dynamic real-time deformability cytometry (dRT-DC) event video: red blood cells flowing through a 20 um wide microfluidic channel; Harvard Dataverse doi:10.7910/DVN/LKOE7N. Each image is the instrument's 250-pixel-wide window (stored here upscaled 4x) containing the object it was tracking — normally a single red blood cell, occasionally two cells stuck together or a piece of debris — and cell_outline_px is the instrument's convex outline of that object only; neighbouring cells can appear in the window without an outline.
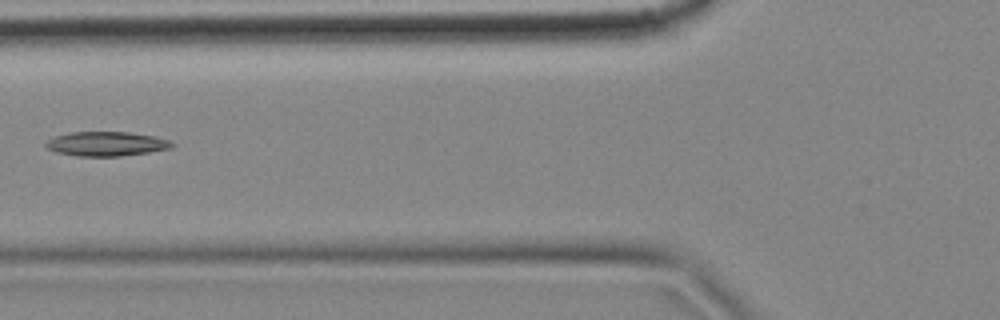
{"species": "common noctule bat (a hibernating species)", "species_latin": "Nyctalus noctula", "temperature_condition": "cold", "stored_images_in_passage": 8, "camera_frame_rate_fps": 3000, "um_per_image_px": 0.085, "animal": {"sex": "female", "body_mass_g": 18.4}, "frame": {"image": 1, "passage_image": 3, "time_ms": 0.667, "image_size_px": [1000, 320], "cell_outline_px": [[176, 144], [172, 148], [148, 152], [120, 156], [76, 156], [56, 152], [48, 148], [44, 144], [48, 140], [56, 136], [68, 132], [128, 132], [156, 136], [168, 140]], "centroid_in_image_um": [9.06, 12.22], "position_along_channel_um": 116.7, "area_um2": 17.92}}
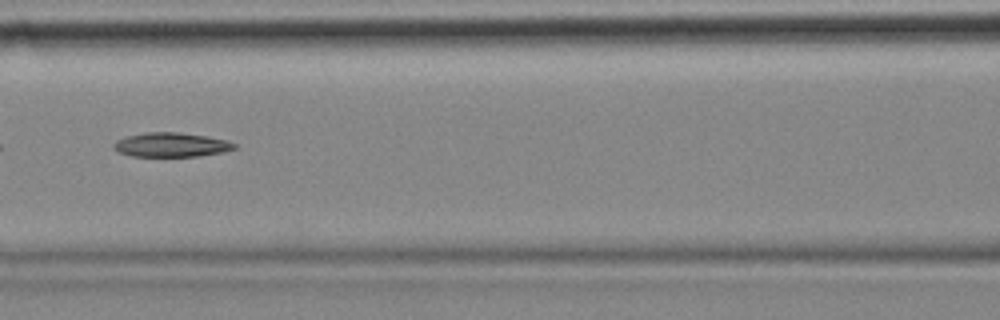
{"frame": {"image": 2, "passage_image": 4, "time_ms": 1.0, "image_size_px": [1000, 320], "cell_outline_px": [[236, 148], [224, 152], [196, 156], [132, 156], [120, 152], [112, 148], [112, 144], [116, 140], [128, 136], [148, 132], [180, 132], [228, 140], [236, 144]], "centroid_in_image_um": [14.55, 12.3], "position_along_channel_um": 152.0, "area_um2": 16.99}}
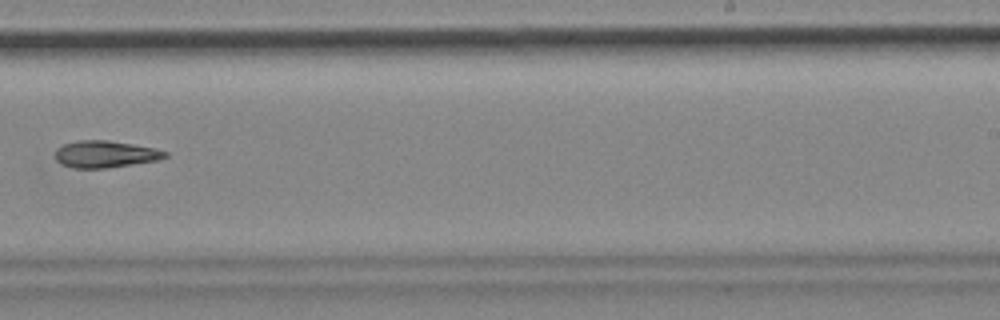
{"frame": {"image": 3, "passage_image": 7, "time_ms": 2.0, "image_size_px": [1000, 320], "cell_outline_px": [[168, 156], [156, 160], [108, 168], [72, 168], [60, 164], [56, 160], [56, 148], [64, 144], [76, 140], [108, 140], [156, 148], [168, 152]], "centroid_in_image_um": [8.92, 13.1], "position_along_channel_um": 280.1, "area_um2": 17.28}}